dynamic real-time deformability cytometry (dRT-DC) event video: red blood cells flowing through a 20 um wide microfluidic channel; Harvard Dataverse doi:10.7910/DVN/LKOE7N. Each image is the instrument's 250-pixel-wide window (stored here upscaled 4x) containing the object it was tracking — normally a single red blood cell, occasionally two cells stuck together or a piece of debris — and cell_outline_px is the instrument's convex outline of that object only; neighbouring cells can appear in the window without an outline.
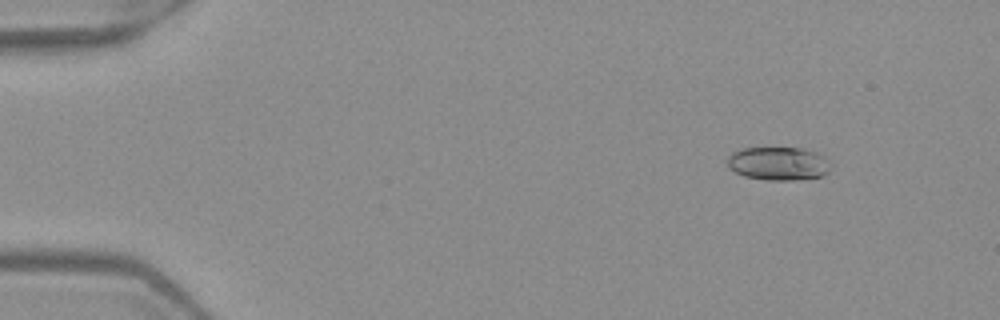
{"species": "Egyptian fruit bat (a non-hibernating species)", "species_latin": "Rousettus aegyptiacus", "temperature_condition": "warm", "stored_images_in_passage": 6, "camera_frame_rate_fps": 3000, "um_per_image_px": 0.085, "frame": {"image": 1, "passage_image": 2, "time_ms": 0.333, "image_size_px": [1000, 320], "cell_outline_px": [[832, 164], [828, 172], [820, 176], [796, 180], [768, 180], [744, 176], [728, 168], [728, 156], [732, 152], [744, 148], [804, 148], [816, 152], [824, 156]], "centroid_in_image_um": [66.18, 13.9], "position_along_channel_um": 18.8, "area_um2": 20.17}}
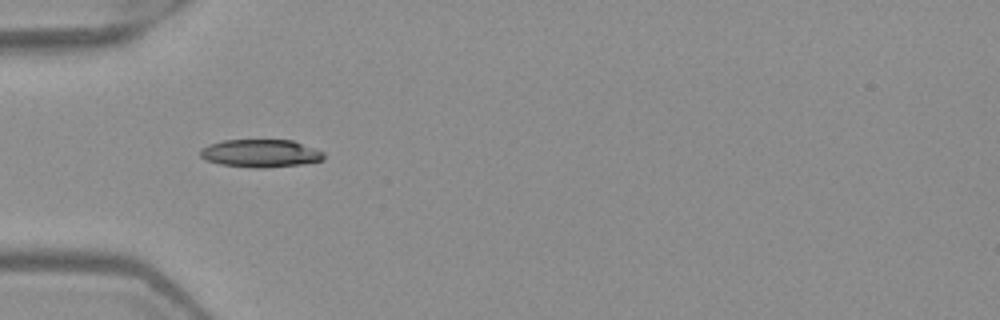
{"frame": {"image": 2, "passage_image": 5, "time_ms": 1.333, "image_size_px": [1000, 320], "cell_outline_px": [[324, 160], [304, 164], [264, 168], [252, 168], [220, 164], [204, 160], [200, 156], [200, 148], [208, 144], [224, 140], [292, 140], [324, 152]], "centroid_in_image_um": [22.12, 13.04], "position_along_channel_um": 62.9, "area_um2": 20.23}}
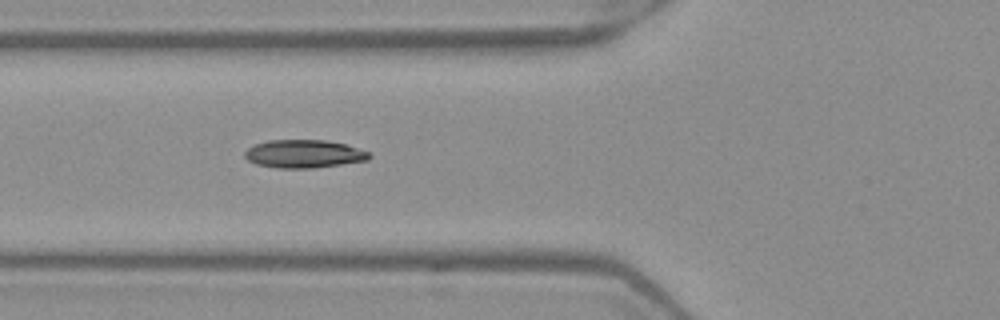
{"frame": {"image": 3, "passage_image": 6, "time_ms": 1.667, "image_size_px": [1000, 320], "cell_outline_px": [[372, 156], [368, 160], [312, 168], [276, 168], [256, 164], [248, 160], [244, 156], [244, 152], [248, 148], [256, 144], [268, 140], [324, 140], [344, 144], [368, 152]], "centroid_in_image_um": [25.8, 13.08], "position_along_channel_um": 100.0, "area_um2": 20.17}}